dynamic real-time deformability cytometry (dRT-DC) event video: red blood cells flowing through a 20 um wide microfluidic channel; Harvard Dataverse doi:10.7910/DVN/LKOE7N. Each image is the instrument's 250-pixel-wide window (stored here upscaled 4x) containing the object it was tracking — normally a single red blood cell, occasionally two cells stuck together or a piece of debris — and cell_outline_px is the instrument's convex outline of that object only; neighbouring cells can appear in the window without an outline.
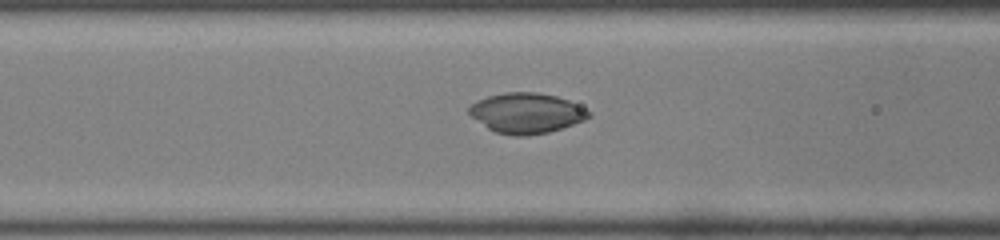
{"species": "common noctule bat (a hibernating species)", "species_latin": "Nyctalus noctula", "temperature_condition": "room temperature", "stored_images_in_passage": 32, "camera_frame_rate_fps": 3000, "um_per_image_px": 0.085, "animal": {"sex": "male", "body_mass_g": 19.0, "forearm_length_mm": 50.8}, "frame": {"image": 1, "passage_image": 11, "time_ms": 3.333, "image_size_px": [1000, 240], "cell_outline_px": [[592, 112], [584, 120], [548, 132], [528, 136], [512, 136], [496, 132], [488, 128], [472, 116], [468, 112], [468, 108], [472, 104], [488, 96], [504, 92], [536, 92], [556, 96], [568, 100]], "centroid_in_image_um": [44.74, 9.61], "position_along_channel_um": 121.9, "area_um2": 27.74}}
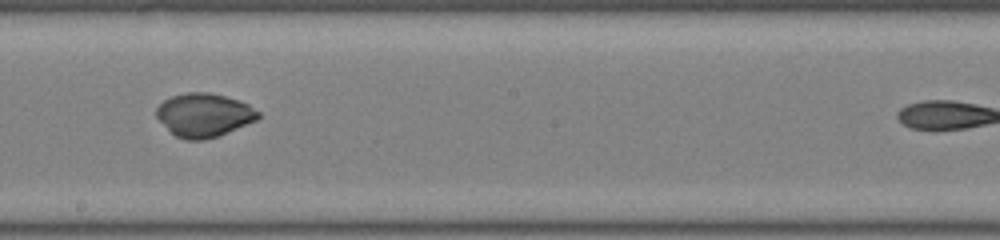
{"frame": {"image": 2, "passage_image": 19, "time_ms": 6.0, "image_size_px": [1000, 240], "cell_outline_px": [[260, 116], [256, 120], [220, 136], [204, 140], [184, 140], [176, 136], [156, 116], [156, 108], [164, 100], [172, 96], [188, 92], [208, 92], [224, 96], [248, 104], [260, 112]], "centroid_in_image_um": [17.35, 9.79], "position_along_channel_um": 230.9, "area_um2": 25.66}}
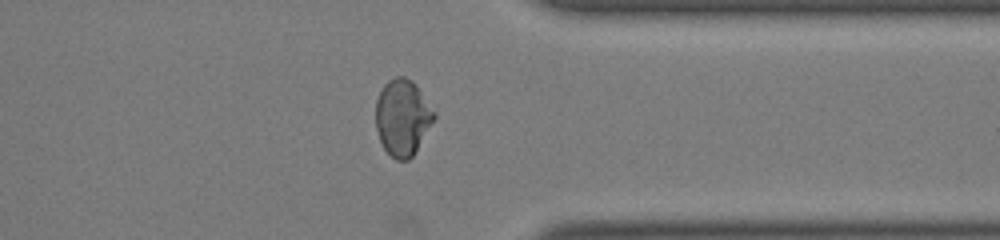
{"frame": {"image": 3, "passage_image": 30, "time_ms": 9.667, "image_size_px": [1000, 240], "cell_outline_px": [[436, 116], [412, 156], [408, 160], [396, 160], [384, 148], [380, 140], [376, 128], [376, 100], [384, 84], [388, 80], [396, 76], [404, 76], [412, 80], [416, 84], [436, 112]], "centroid_in_image_um": [34.21, 9.95], "position_along_channel_um": 377.2, "area_um2": 25.78}}